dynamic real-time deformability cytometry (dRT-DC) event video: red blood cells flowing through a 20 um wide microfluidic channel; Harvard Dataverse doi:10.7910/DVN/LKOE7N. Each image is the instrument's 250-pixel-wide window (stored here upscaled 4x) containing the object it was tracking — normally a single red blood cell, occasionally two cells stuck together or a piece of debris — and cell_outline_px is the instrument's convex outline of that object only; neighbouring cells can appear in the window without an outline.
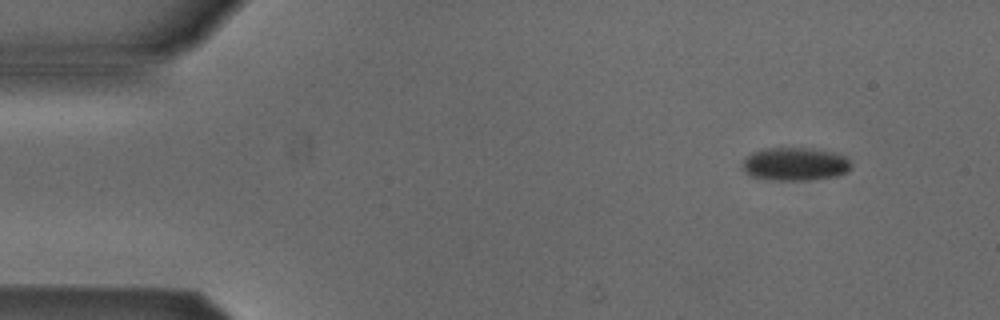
{"species": "Egyptian fruit bat (a non-hibernating species)", "species_latin": "Rousettus aegyptiacus", "temperature_condition": "cold", "stored_images_in_passage": 4, "camera_frame_rate_fps": 3000, "um_per_image_px": 0.085, "animal": {"sex": "male"}, "frame": {"image": 1, "passage_image": 1, "time_ms": 0.0, "image_size_px": [1000, 320], "cell_outline_px": [[852, 168], [848, 172], [836, 176], [804, 180], [768, 180], [748, 176], [740, 168], [744, 160], [752, 152], [764, 148], [812, 148], [832, 152], [848, 156], [852, 164]], "centroid_in_image_um": [67.58, 13.95], "position_along_channel_um": 17.4, "area_um2": 21.44}}
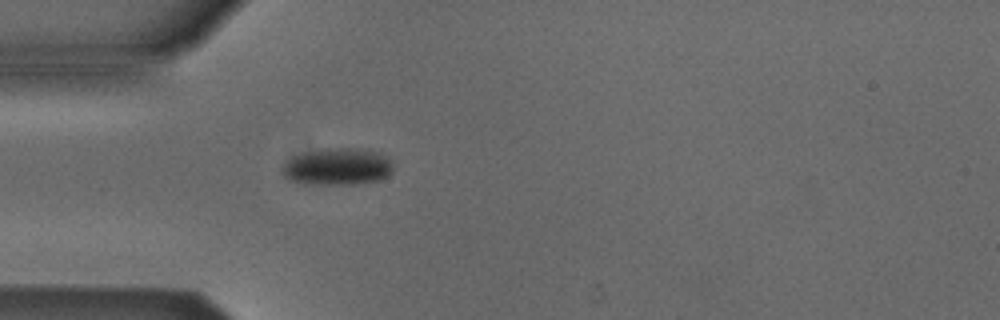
{"frame": {"image": 2, "passage_image": 4, "time_ms": 3.333, "image_size_px": [1000, 320], "cell_outline_px": [[392, 172], [388, 176], [380, 180], [352, 184], [304, 184], [288, 180], [280, 172], [284, 160], [304, 152], [324, 148], [360, 148], [380, 152], [388, 156], [392, 164]], "centroid_in_image_um": [28.66, 14.16], "position_along_channel_um": 56.3, "area_um2": 24.45}}